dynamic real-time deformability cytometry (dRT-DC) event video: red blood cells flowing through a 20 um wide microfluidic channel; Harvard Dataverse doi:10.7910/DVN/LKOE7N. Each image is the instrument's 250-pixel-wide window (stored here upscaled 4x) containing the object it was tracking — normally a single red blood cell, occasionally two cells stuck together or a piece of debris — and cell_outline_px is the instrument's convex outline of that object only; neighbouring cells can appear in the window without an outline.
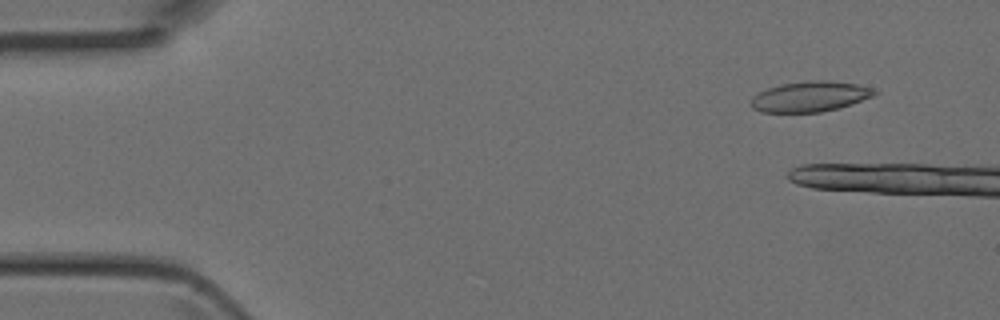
{"species": "Egyptian fruit bat (a non-hibernating species)", "species_latin": "Rousettus aegyptiacus", "temperature_condition": "room temperature", "stored_images_in_passage": 5, "camera_frame_rate_fps": 3000, "um_per_image_px": 0.085, "animal": {"sex": "female"}, "frame": {"image": 1, "passage_image": 2, "time_ms": 0.333, "image_size_px": [1000, 320], "cell_outline_px": [[880, 92], [872, 96], [852, 104], [840, 108], [820, 112], [760, 112], [752, 108], [748, 104], [752, 96], [768, 88], [780, 84], [812, 80], [828, 80], [856, 84], [872, 88]], "centroid_in_image_um": [68.83, 8.21], "position_along_channel_um": 16.2, "area_um2": 22.02}}